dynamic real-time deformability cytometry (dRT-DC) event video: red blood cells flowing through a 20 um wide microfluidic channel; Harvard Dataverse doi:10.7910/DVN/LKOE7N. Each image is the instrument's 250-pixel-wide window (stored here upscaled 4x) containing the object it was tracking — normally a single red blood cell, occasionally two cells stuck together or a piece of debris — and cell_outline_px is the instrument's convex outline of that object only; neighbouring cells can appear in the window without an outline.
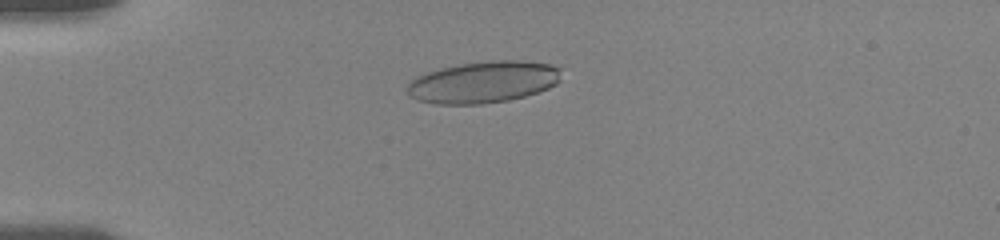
{"species": "human", "species_latin": "Homo sapiens", "temperature_condition": "room temperature", "stored_images_in_passage": 30, "camera_frame_rate_fps": 3000, "um_per_image_px": 0.085, "donor": {"sex": "female"}, "frame": {"image": 1, "passage_image": 15, "time_ms": 4.667, "image_size_px": [1000, 240], "cell_outline_px": [[560, 80], [556, 84], [548, 88], [524, 96], [508, 100], [480, 104], [436, 104], [416, 100], [408, 96], [408, 84], [416, 76], [428, 72], [460, 64], [488, 60], [524, 60], [552, 64], [560, 68]], "centroid_in_image_um": [41.1, 6.97], "position_along_channel_um": 43.9, "area_um2": 37.45}}
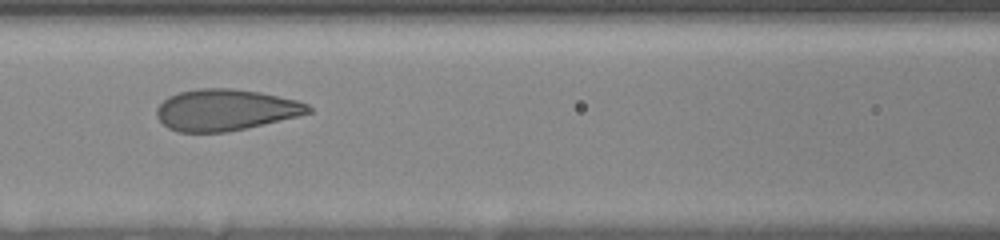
{"frame": {"image": 2, "passage_image": 26, "time_ms": 8.333, "image_size_px": [1000, 240], "cell_outline_px": [[312, 112], [300, 116], [244, 128], [224, 132], [180, 132], [168, 128], [156, 116], [156, 108], [168, 96], [180, 92], [196, 88], [232, 88], [260, 92], [296, 100], [308, 104], [312, 108]], "centroid_in_image_um": [19.16, 9.33], "position_along_channel_um": 147.4, "area_um2": 36.47}}
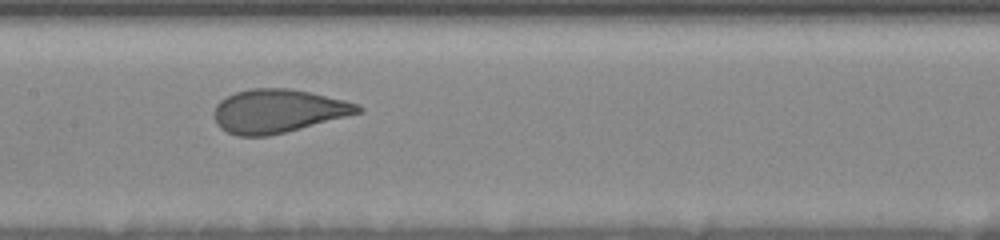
{"frame": {"image": 3, "passage_image": 29, "time_ms": 9.333, "image_size_px": [1000, 240], "cell_outline_px": [[364, 112], [268, 136], [236, 136], [220, 128], [216, 124], [216, 104], [220, 100], [236, 92], [252, 88], [288, 88], [312, 92], [360, 104], [364, 108]], "centroid_in_image_um": [23.67, 9.43], "position_along_channel_um": 183.7, "area_um2": 36.36}}